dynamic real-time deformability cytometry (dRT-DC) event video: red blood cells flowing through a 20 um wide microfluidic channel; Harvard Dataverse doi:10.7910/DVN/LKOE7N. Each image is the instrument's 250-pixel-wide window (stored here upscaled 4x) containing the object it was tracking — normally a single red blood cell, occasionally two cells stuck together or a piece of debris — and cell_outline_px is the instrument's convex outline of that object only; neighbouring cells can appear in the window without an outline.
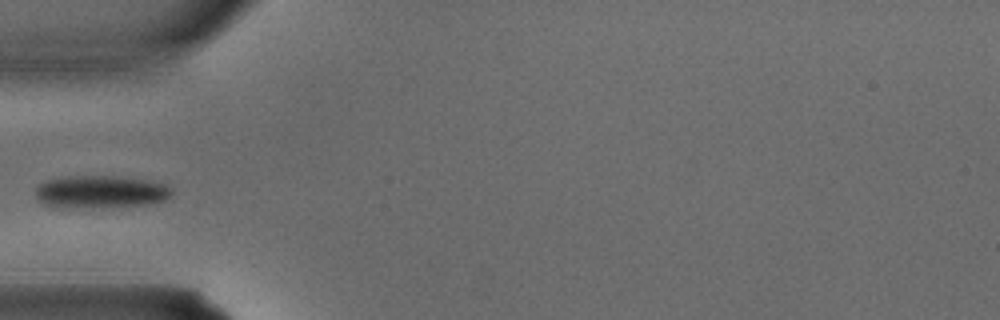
{"species": "common noctule bat (a hibernating species)", "species_latin": "Nyctalus noctula", "temperature_condition": "warm", "stored_images_in_passage": 3, "camera_frame_rate_fps": 3000, "um_per_image_px": 0.085, "animal": {"sex": "male", "body_mass_g": 15.6}, "frame": {"image": 1, "passage_image": 3, "time_ms": 0.667, "image_size_px": [1000, 320], "cell_outline_px": [[172, 192], [168, 200], [148, 204], [92, 208], [60, 208], [40, 204], [36, 200], [36, 188], [40, 184], [48, 180], [64, 176], [120, 176], [148, 180], [164, 184], [172, 188]], "centroid_in_image_um": [8.52, 16.32], "position_along_channel_um": 76.5, "area_um2": 26.41}}